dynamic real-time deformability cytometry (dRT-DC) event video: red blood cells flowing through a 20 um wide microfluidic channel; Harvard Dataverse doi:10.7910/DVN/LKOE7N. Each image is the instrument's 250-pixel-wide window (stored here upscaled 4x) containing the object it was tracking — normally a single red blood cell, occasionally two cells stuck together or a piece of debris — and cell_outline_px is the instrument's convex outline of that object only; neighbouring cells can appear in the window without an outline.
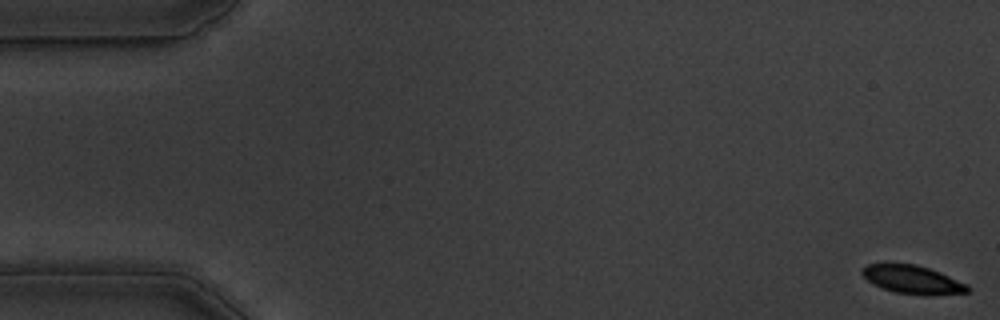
{"species": "common noctule bat (a hibernating species)", "species_latin": "Nyctalus noctula", "temperature_condition": "warm", "stored_images_in_passage": 56, "camera_frame_rate_fps": 3000, "um_per_image_px": 0.085, "animal": {"sex": "male", "body_mass_g": 19.5, "forearm_length_mm": 54.6}, "frame": {"image": 1, "passage_image": 1, "time_ms": 0.0, "image_size_px": [1000, 320], "cell_outline_px": [[968, 292], [932, 296], [896, 292], [880, 288], [872, 284], [860, 272], [868, 264], [912, 264], [928, 268], [940, 272], [968, 284]], "centroid_in_image_um": [77.58, 23.78], "position_along_channel_um": 7.4, "area_um2": 17.28}}
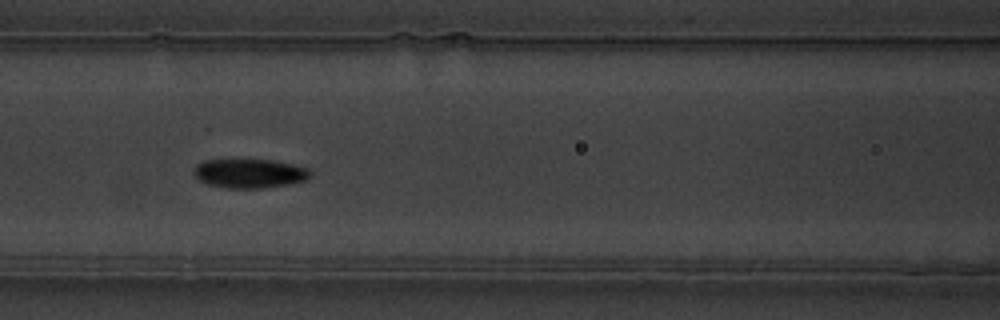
{"frame": {"image": 2, "passage_image": 24, "time_ms": 7.667, "image_size_px": [1000, 320], "cell_outline_px": [[312, 172], [304, 180], [292, 184], [260, 188], [224, 188], [208, 184], [200, 180], [192, 172], [196, 164], [204, 160], [272, 160], [292, 164], [308, 168]], "centroid_in_image_um": [21.19, 14.74], "position_along_channel_um": 145.4, "area_um2": 19.71}}
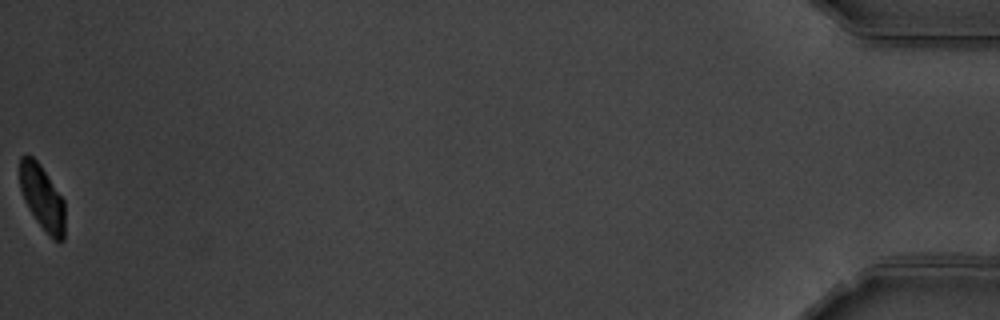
{"frame": {"image": 3, "passage_image": 56, "time_ms": 18.333, "image_size_px": [1000, 320], "cell_outline_px": [[64, 240], [60, 244], [52, 240], [36, 220], [28, 208], [24, 200], [20, 188], [20, 156], [32, 156], [40, 164], [64, 200]], "centroid_in_image_um": [3.6, 16.85], "position_along_channel_um": 431.6, "area_um2": 17.11}, "authors_computed_cell_mechanics": {"area_um2": 18.6983, "velocity_mm_per_s": 3.6255, "shape_relaxation_time_tau1_ms": 4.7571, "shape_relaxation_time_tau2_ms": 4.8344, "deformation_change_tau1": 0.1826, "deformation_change_tau2": 0.0641}}